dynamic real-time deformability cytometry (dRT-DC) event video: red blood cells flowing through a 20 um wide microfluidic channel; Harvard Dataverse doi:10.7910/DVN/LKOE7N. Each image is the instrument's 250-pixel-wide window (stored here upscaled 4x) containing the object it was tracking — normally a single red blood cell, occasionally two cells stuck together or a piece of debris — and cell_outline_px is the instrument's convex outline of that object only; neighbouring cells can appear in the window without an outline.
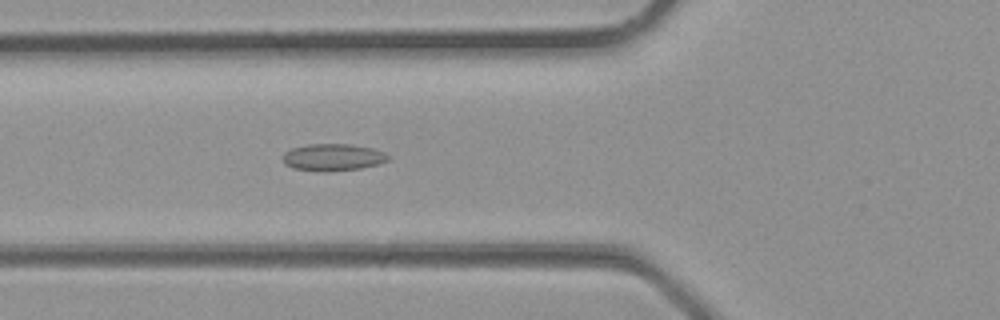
{"species": "common noctule bat (a hibernating species)", "species_latin": "Nyctalus noctula", "temperature_condition": "room temperature", "stored_images_in_passage": 24, "camera_frame_rate_fps": 3000, "um_per_image_px": 0.085, "animal": {"sex": "male", "body_mass_g": 23.1, "forearm_length_mm": 52.7}, "frame": {"image": 1, "passage_image": 5, "time_ms": 1.333, "image_size_px": [1000, 320], "cell_outline_px": [[388, 160], [380, 164], [360, 168], [328, 172], [324, 172], [292, 168], [284, 164], [280, 156], [284, 152], [292, 148], [308, 144], [352, 144], [372, 148], [384, 152], [388, 156]], "centroid_in_image_um": [28.25, 13.37], "position_along_channel_um": 97.5, "area_um2": 16.82}}
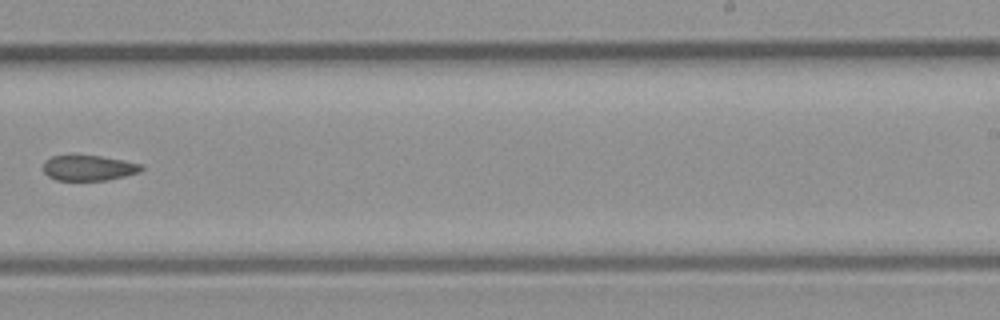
{"frame": {"image": 2, "passage_image": 14, "time_ms": 4.333, "image_size_px": [1000, 320], "cell_outline_px": [[144, 168], [140, 172], [108, 180], [56, 180], [48, 176], [44, 172], [44, 160], [52, 156], [100, 156], [124, 160], [144, 164]], "centroid_in_image_um": [7.57, 14.28], "position_along_channel_um": 281.4, "area_um2": 14.51}}
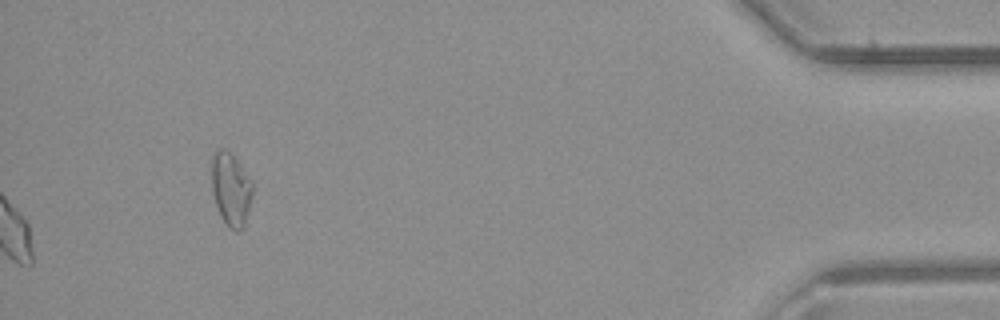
{"frame": {"image": 3, "passage_image": 24, "time_ms": 7.667, "image_size_px": [1000, 320], "cell_outline_px": [[252, 196], [248, 212], [244, 224], [236, 232], [228, 228], [216, 204], [212, 192], [212, 160], [216, 152], [220, 148], [224, 148], [240, 164], [252, 180]], "centroid_in_image_um": [19.64, 16.08], "position_along_channel_um": 415.6, "area_um2": 17.05}}